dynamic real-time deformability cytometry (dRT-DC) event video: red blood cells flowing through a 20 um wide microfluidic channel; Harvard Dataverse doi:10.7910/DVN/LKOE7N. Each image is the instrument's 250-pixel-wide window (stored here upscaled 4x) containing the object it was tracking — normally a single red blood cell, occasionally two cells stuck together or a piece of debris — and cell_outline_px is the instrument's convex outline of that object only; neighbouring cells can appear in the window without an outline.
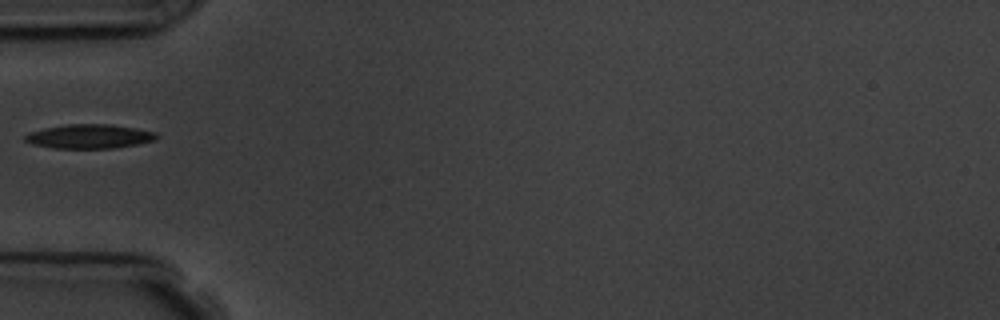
{"species": "common noctule bat (a hibernating species)", "species_latin": "Nyctalus noctula", "temperature_condition": "room temperature", "stored_images_in_passage": 6, "camera_frame_rate_fps": 3000, "um_per_image_px": 0.085, "animal": {"sex": "male", "body_mass_g": 19.5, "forearm_length_mm": 54.6}, "frame": {"image": 1, "passage_image": 5, "time_ms": 5.667, "image_size_px": [1000, 320], "cell_outline_px": [[160, 136], [156, 140], [136, 144], [112, 148], [52, 148], [32, 144], [24, 140], [24, 136], [32, 132], [44, 128], [68, 124], [108, 124], [136, 128], [156, 132]], "centroid_in_image_um": [7.62, 11.59], "position_along_channel_um": 77.4, "area_um2": 18.44}}